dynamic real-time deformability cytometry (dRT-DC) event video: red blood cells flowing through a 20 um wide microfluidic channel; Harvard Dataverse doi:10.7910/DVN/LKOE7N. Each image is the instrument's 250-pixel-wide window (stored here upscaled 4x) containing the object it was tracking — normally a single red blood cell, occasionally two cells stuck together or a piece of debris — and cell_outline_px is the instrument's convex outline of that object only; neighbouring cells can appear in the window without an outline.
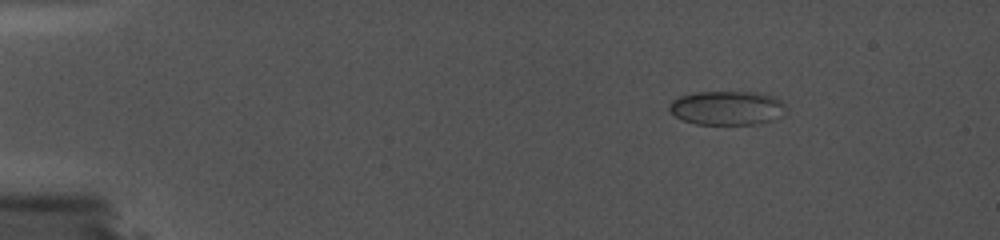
{"species": "common noctule bat (a hibernating species)", "species_latin": "Nyctalus noctula", "temperature_condition": "cold", "stored_images_in_passage": 63, "camera_frame_rate_fps": 5000, "um_per_image_px": 0.085, "animal": {"sex": "female", "body_mass_g": 19.0, "forearm_length_mm": 56.7}, "frame": {"image": 1, "passage_image": 1, "time_ms": 0.0, "image_size_px": [1000, 240], "cell_outline_px": [[784, 116], [772, 120], [756, 124], [696, 124], [684, 120], [676, 116], [668, 108], [668, 104], [672, 100], [680, 96], [696, 92], [756, 92], [776, 96], [784, 104]], "centroid_in_image_um": [61.82, 9.17], "position_along_channel_um": 23.2, "area_um2": 23.24}}
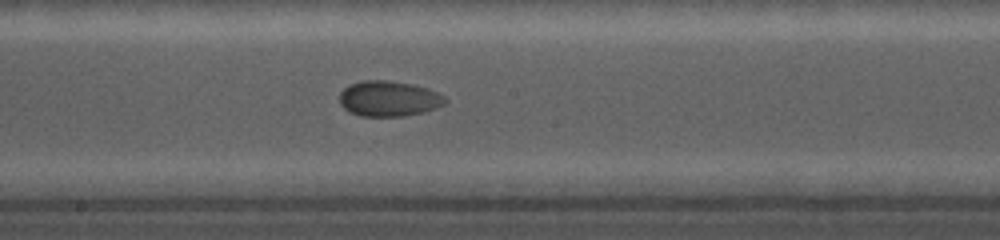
{"frame": {"image": 2, "passage_image": 42, "time_ms": 8.2, "image_size_px": [1000, 240], "cell_outline_px": [[448, 100], [444, 104], [436, 108], [424, 112], [404, 116], [360, 116], [348, 112], [340, 104], [340, 92], [348, 84], [364, 80], [388, 80], [412, 84], [428, 88], [444, 96]], "centroid_in_image_um": [33.03, 8.38], "position_along_channel_um": 215.2, "area_um2": 22.02}}
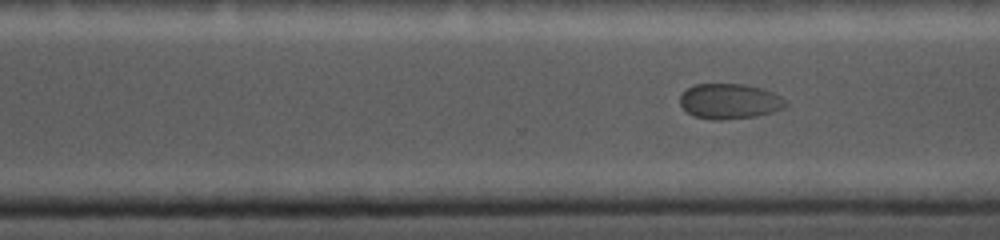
{"frame": {"image": 3, "passage_image": 55, "time_ms": 10.8, "image_size_px": [1000, 240], "cell_outline_px": [[788, 104], [784, 108], [772, 112], [756, 116], [720, 120], [712, 120], [696, 116], [688, 112], [680, 104], [680, 96], [688, 88], [696, 84], [744, 84], [764, 88], [780, 96]], "centroid_in_image_um": [62.04, 8.6], "position_along_channel_um": 308.6, "area_um2": 21.62}}